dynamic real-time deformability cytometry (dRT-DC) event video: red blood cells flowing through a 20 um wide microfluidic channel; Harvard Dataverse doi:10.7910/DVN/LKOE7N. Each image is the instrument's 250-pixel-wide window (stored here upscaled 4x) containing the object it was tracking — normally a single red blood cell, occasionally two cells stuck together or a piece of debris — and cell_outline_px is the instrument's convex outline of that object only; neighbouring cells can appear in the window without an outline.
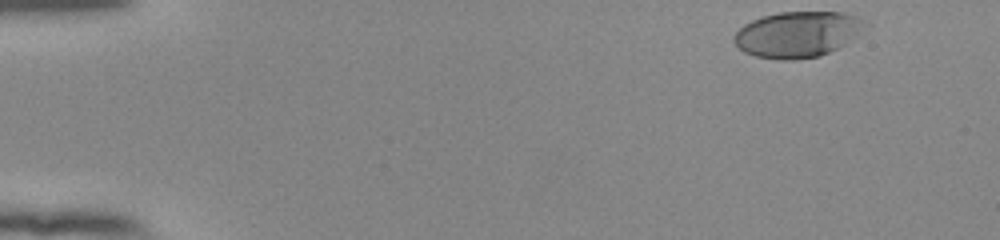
{"species": "human", "species_latin": "Homo sapiens", "temperature_condition": "room temperature", "stored_images_in_passage": 43, "camera_frame_rate_fps": 3000, "um_per_image_px": 0.085, "donor": {"sex": "female"}, "frame": {"image": 1, "passage_image": 1, "time_ms": 0.0, "image_size_px": [1000, 240], "cell_outline_px": [[872, 24], [844, 44], [820, 56], [796, 60], [780, 60], [756, 56], [744, 52], [732, 40], [736, 32], [744, 24], [760, 16], [780, 12], [844, 12], [860, 16], [868, 20]], "centroid_in_image_um": [67.85, 2.9], "position_along_channel_um": 17.2, "area_um2": 35.43}}
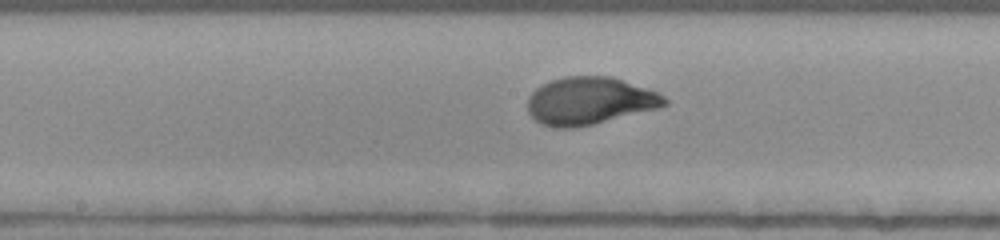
{"frame": {"image": 2, "passage_image": 25, "time_ms": 8.0, "image_size_px": [1000, 240], "cell_outline_px": [[668, 104], [660, 108], [576, 128], [556, 128], [540, 124], [528, 112], [528, 96], [536, 88], [552, 80], [564, 76], [608, 76], [648, 88], [660, 92], [668, 100]], "centroid_in_image_um": [50.14, 8.58], "position_along_channel_um": 198.1, "area_um2": 38.03}}
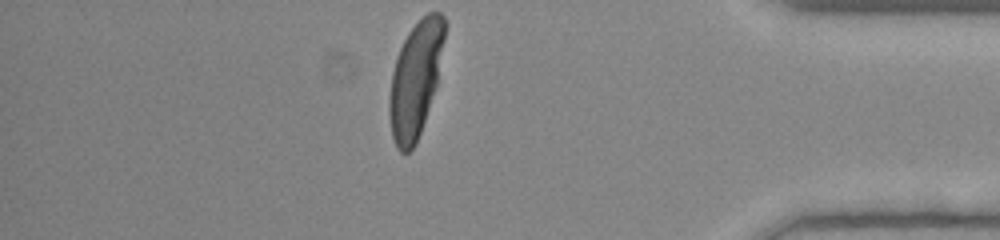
{"frame": {"image": 3, "passage_image": 43, "time_ms": 14.0, "image_size_px": [1000, 240], "cell_outline_px": [[448, 24], [436, 84], [420, 132], [412, 148], [408, 152], [400, 152], [396, 148], [392, 136], [388, 112], [388, 100], [392, 72], [396, 56], [408, 32], [428, 12], [440, 12], [444, 16]], "centroid_in_image_um": [35.31, 6.7], "position_along_channel_um": 399.9, "area_um2": 37.05}, "authors_computed_cell_mechanics": {"area_um2": 37.0498, "velocity_mm_per_s": 3.8657, "shape_relaxation_time_tau1_ms": 3.5252, "shape_relaxation_time_tau2_ms": null, "deformation_change_tau1": 0.1944, "deformation_change_tau2": null}}